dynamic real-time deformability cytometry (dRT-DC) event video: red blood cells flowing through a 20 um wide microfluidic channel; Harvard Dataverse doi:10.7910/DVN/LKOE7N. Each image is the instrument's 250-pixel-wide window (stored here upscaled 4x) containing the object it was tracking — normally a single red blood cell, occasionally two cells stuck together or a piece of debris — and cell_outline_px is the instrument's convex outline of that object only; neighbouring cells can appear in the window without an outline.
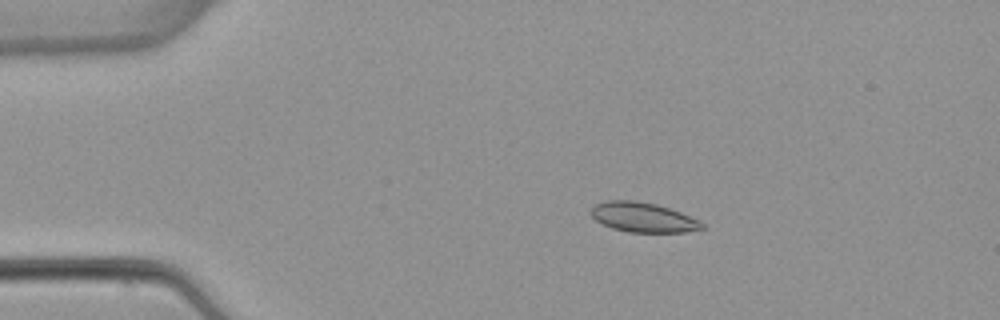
{"species": "common noctule bat (a hibernating species)", "species_latin": "Nyctalus noctula", "temperature_condition": "warm", "stored_images_in_passage": 7, "camera_frame_rate_fps": 3000, "um_per_image_px": 0.085, "animal": {"sex": "female", "body_mass_g": 22.7, "forearm_length_mm": 54.2}, "frame": {"image": 1, "passage_image": 3, "time_ms": 2.333, "image_size_px": [1000, 320], "cell_outline_px": [[704, 228], [684, 232], [628, 232], [612, 228], [600, 224], [588, 212], [596, 204], [604, 200], [636, 200], [656, 204], [680, 212], [700, 220], [704, 224]], "centroid_in_image_um": [54.62, 18.47], "position_along_channel_um": 30.4, "area_um2": 19.36}}
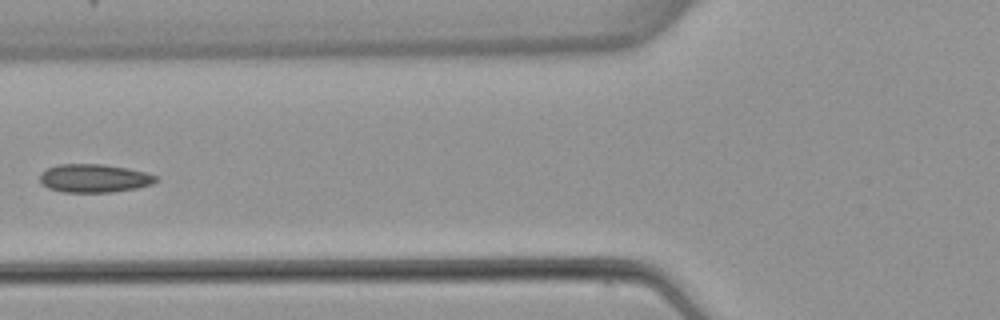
{"frame": {"image": 2, "passage_image": 6, "time_ms": 6.0, "image_size_px": [1000, 320], "cell_outline_px": [[160, 180], [152, 184], [136, 188], [112, 192], [64, 192], [48, 188], [40, 184], [40, 172], [48, 168], [60, 164], [104, 164], [128, 168], [144, 172], [156, 176]], "centroid_in_image_um": [7.99, 15.15], "position_along_channel_um": 117.8, "area_um2": 19.25}}
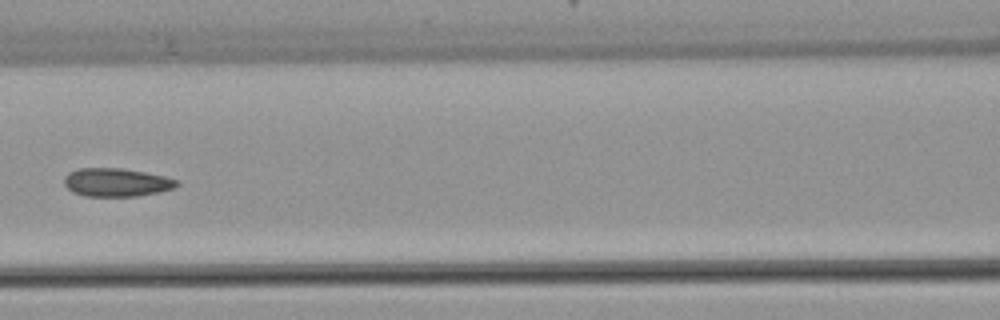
{"frame": {"image": 3, "passage_image": 7, "time_ms": 7.0, "image_size_px": [1000, 320], "cell_outline_px": [[180, 184], [176, 188], [160, 192], [136, 196], [84, 196], [72, 192], [64, 184], [64, 176], [68, 172], [80, 168], [120, 168], [144, 172], [164, 176], [180, 180]], "centroid_in_image_um": [9.92, 15.5], "position_along_channel_um": 156.7, "area_um2": 18.79}}